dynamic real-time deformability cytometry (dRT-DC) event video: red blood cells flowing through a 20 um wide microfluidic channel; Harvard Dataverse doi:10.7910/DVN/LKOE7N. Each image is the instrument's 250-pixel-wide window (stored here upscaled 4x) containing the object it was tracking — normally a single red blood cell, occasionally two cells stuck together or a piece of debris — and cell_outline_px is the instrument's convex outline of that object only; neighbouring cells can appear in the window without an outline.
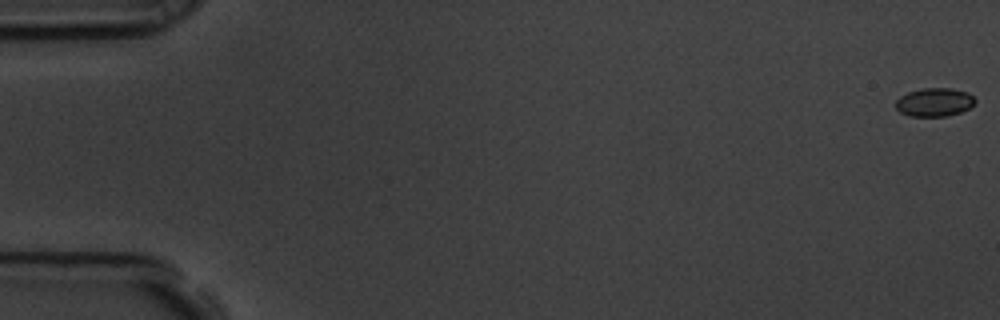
{"species": "common noctule bat (a hibernating species)", "species_latin": "Nyctalus noctula", "temperature_condition": "room temperature", "stored_images_in_passage": 59, "camera_frame_rate_fps": 3000, "um_per_image_px": 0.085, "animal": {"sex": "male", "body_mass_g": 19.5, "forearm_length_mm": 54.6}, "frame": {"image": 1, "passage_image": 1, "time_ms": 0.0, "image_size_px": [1000, 320], "cell_outline_px": [[976, 100], [968, 108], [960, 112], [948, 116], [908, 116], [900, 112], [896, 108], [896, 100], [900, 96], [908, 92], [924, 88], [952, 88], [968, 92]], "centroid_in_image_um": [79.41, 8.68], "position_along_channel_um": 5.6, "area_um2": 13.12}}
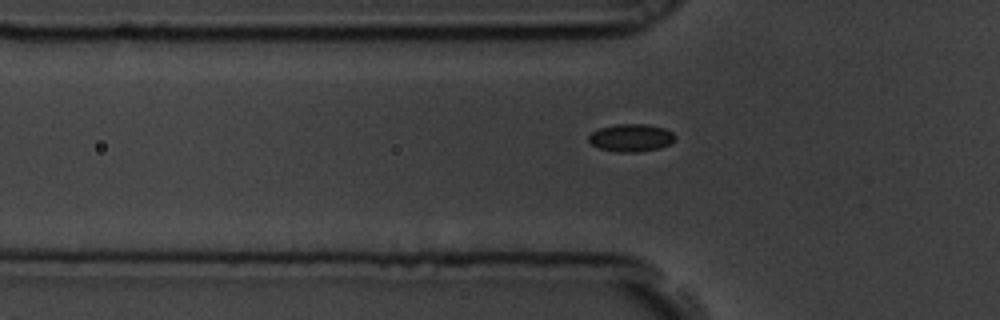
{"frame": {"image": 2, "passage_image": 20, "time_ms": 6.333, "image_size_px": [1000, 320], "cell_outline_px": [[676, 136], [668, 144], [660, 148], [636, 152], [616, 152], [600, 148], [592, 144], [588, 140], [588, 136], [592, 132], [600, 128], [616, 124], [648, 124], [664, 128], [672, 132]], "centroid_in_image_um": [53.63, 11.7], "position_along_channel_um": 72.2, "area_um2": 13.81}}
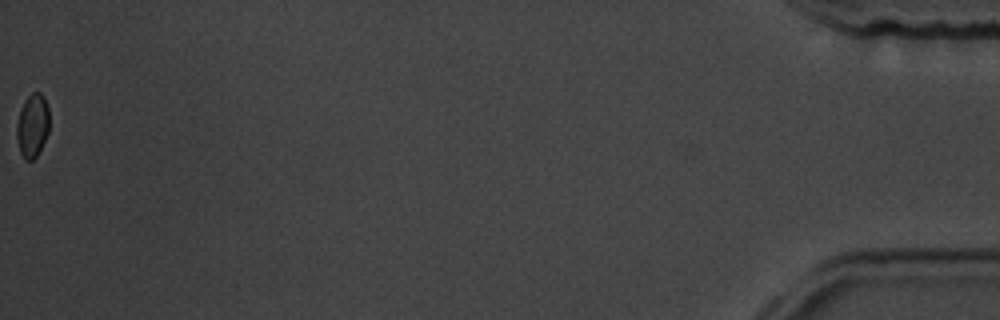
{"frame": {"image": 3, "passage_image": 59, "time_ms": 19.333, "image_size_px": [1000, 320], "cell_outline_px": [[48, 132], [36, 156], [32, 160], [24, 160], [20, 152], [16, 136], [16, 124], [20, 108], [24, 100], [32, 92], [40, 92], [44, 96], [48, 108]], "centroid_in_image_um": [2.73, 10.64], "position_along_channel_um": 432.5, "area_um2": 12.08}, "authors_computed_cell_mechanics": {"area_um2": 13.294, "velocity_mm_per_s": 3.5539, "shape_relaxation_time_tau1_ms": 1.9806, "shape_relaxation_time_tau2_ms": null, "deformation_change_tau1": 0.0388, "deformation_change_tau2": null}}